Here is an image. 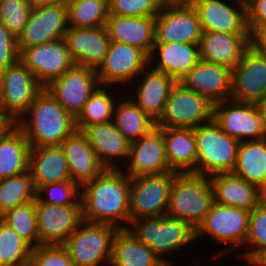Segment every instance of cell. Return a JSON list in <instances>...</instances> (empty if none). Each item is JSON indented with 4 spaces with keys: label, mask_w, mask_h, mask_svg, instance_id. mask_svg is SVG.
<instances>
[{
    "label": "cell",
    "mask_w": 266,
    "mask_h": 266,
    "mask_svg": "<svg viewBox=\"0 0 266 266\" xmlns=\"http://www.w3.org/2000/svg\"><path fill=\"white\" fill-rule=\"evenodd\" d=\"M83 220L115 226L119 218L130 222V177L120 170L105 169L99 176L82 184ZM116 219V220H115Z\"/></svg>",
    "instance_id": "6da1fadb"
},
{
    "label": "cell",
    "mask_w": 266,
    "mask_h": 266,
    "mask_svg": "<svg viewBox=\"0 0 266 266\" xmlns=\"http://www.w3.org/2000/svg\"><path fill=\"white\" fill-rule=\"evenodd\" d=\"M31 112L30 123L16 120L31 148L58 146L76 131L75 118L45 88L25 111Z\"/></svg>",
    "instance_id": "7a4b0ae2"
},
{
    "label": "cell",
    "mask_w": 266,
    "mask_h": 266,
    "mask_svg": "<svg viewBox=\"0 0 266 266\" xmlns=\"http://www.w3.org/2000/svg\"><path fill=\"white\" fill-rule=\"evenodd\" d=\"M205 175L179 172L173 181L167 216L189 223L194 229L202 222L214 203L211 181Z\"/></svg>",
    "instance_id": "3957f363"
},
{
    "label": "cell",
    "mask_w": 266,
    "mask_h": 266,
    "mask_svg": "<svg viewBox=\"0 0 266 266\" xmlns=\"http://www.w3.org/2000/svg\"><path fill=\"white\" fill-rule=\"evenodd\" d=\"M208 123L194 128L198 165L194 168V174L205 175L207 172L212 176L233 172L240 141L222 131L214 120Z\"/></svg>",
    "instance_id": "277c9868"
},
{
    "label": "cell",
    "mask_w": 266,
    "mask_h": 266,
    "mask_svg": "<svg viewBox=\"0 0 266 266\" xmlns=\"http://www.w3.org/2000/svg\"><path fill=\"white\" fill-rule=\"evenodd\" d=\"M81 225L83 228L79 226L62 244L73 264L97 266L103 258L110 263L113 240L119 228L87 221H83Z\"/></svg>",
    "instance_id": "5b68a950"
},
{
    "label": "cell",
    "mask_w": 266,
    "mask_h": 266,
    "mask_svg": "<svg viewBox=\"0 0 266 266\" xmlns=\"http://www.w3.org/2000/svg\"><path fill=\"white\" fill-rule=\"evenodd\" d=\"M228 101L213 105V120L222 131L240 142L246 136H253L251 140L266 138V105Z\"/></svg>",
    "instance_id": "8992f818"
},
{
    "label": "cell",
    "mask_w": 266,
    "mask_h": 266,
    "mask_svg": "<svg viewBox=\"0 0 266 266\" xmlns=\"http://www.w3.org/2000/svg\"><path fill=\"white\" fill-rule=\"evenodd\" d=\"M213 120V104L197 92L177 82L171 90L156 127L197 128Z\"/></svg>",
    "instance_id": "52a82bcc"
},
{
    "label": "cell",
    "mask_w": 266,
    "mask_h": 266,
    "mask_svg": "<svg viewBox=\"0 0 266 266\" xmlns=\"http://www.w3.org/2000/svg\"><path fill=\"white\" fill-rule=\"evenodd\" d=\"M179 172L141 175L130 178V222L139 218L160 216L166 210L175 176Z\"/></svg>",
    "instance_id": "ba28073f"
},
{
    "label": "cell",
    "mask_w": 266,
    "mask_h": 266,
    "mask_svg": "<svg viewBox=\"0 0 266 266\" xmlns=\"http://www.w3.org/2000/svg\"><path fill=\"white\" fill-rule=\"evenodd\" d=\"M147 220H146V219ZM132 235L159 257L195 239V229L187 222L167 215L142 217Z\"/></svg>",
    "instance_id": "9c48e42d"
},
{
    "label": "cell",
    "mask_w": 266,
    "mask_h": 266,
    "mask_svg": "<svg viewBox=\"0 0 266 266\" xmlns=\"http://www.w3.org/2000/svg\"><path fill=\"white\" fill-rule=\"evenodd\" d=\"M201 35L198 14L189 1L166 2L155 15V42L199 44Z\"/></svg>",
    "instance_id": "30bf717a"
},
{
    "label": "cell",
    "mask_w": 266,
    "mask_h": 266,
    "mask_svg": "<svg viewBox=\"0 0 266 266\" xmlns=\"http://www.w3.org/2000/svg\"><path fill=\"white\" fill-rule=\"evenodd\" d=\"M2 110L14 122L25 113L37 95L44 89L38 79L19 60L0 70ZM17 118V119H16Z\"/></svg>",
    "instance_id": "8fae6325"
},
{
    "label": "cell",
    "mask_w": 266,
    "mask_h": 266,
    "mask_svg": "<svg viewBox=\"0 0 266 266\" xmlns=\"http://www.w3.org/2000/svg\"><path fill=\"white\" fill-rule=\"evenodd\" d=\"M231 100L266 104V57L250 46L232 68Z\"/></svg>",
    "instance_id": "7c38bea8"
},
{
    "label": "cell",
    "mask_w": 266,
    "mask_h": 266,
    "mask_svg": "<svg viewBox=\"0 0 266 266\" xmlns=\"http://www.w3.org/2000/svg\"><path fill=\"white\" fill-rule=\"evenodd\" d=\"M19 60L44 88L75 65L64 38L23 48Z\"/></svg>",
    "instance_id": "4fadbf2b"
},
{
    "label": "cell",
    "mask_w": 266,
    "mask_h": 266,
    "mask_svg": "<svg viewBox=\"0 0 266 266\" xmlns=\"http://www.w3.org/2000/svg\"><path fill=\"white\" fill-rule=\"evenodd\" d=\"M96 71L95 68L75 64L45 89L73 118H76L95 91L94 87L99 86Z\"/></svg>",
    "instance_id": "5bb4252c"
},
{
    "label": "cell",
    "mask_w": 266,
    "mask_h": 266,
    "mask_svg": "<svg viewBox=\"0 0 266 266\" xmlns=\"http://www.w3.org/2000/svg\"><path fill=\"white\" fill-rule=\"evenodd\" d=\"M39 245H62L83 220L81 201L55 206L35 199Z\"/></svg>",
    "instance_id": "9a60e30c"
},
{
    "label": "cell",
    "mask_w": 266,
    "mask_h": 266,
    "mask_svg": "<svg viewBox=\"0 0 266 266\" xmlns=\"http://www.w3.org/2000/svg\"><path fill=\"white\" fill-rule=\"evenodd\" d=\"M67 6L34 3L29 19L17 38L19 52L23 48L64 38L68 30Z\"/></svg>",
    "instance_id": "2e32d148"
},
{
    "label": "cell",
    "mask_w": 266,
    "mask_h": 266,
    "mask_svg": "<svg viewBox=\"0 0 266 266\" xmlns=\"http://www.w3.org/2000/svg\"><path fill=\"white\" fill-rule=\"evenodd\" d=\"M250 211L213 203L206 217L195 229V238L210 233L220 241L246 243Z\"/></svg>",
    "instance_id": "e0dca14e"
},
{
    "label": "cell",
    "mask_w": 266,
    "mask_h": 266,
    "mask_svg": "<svg viewBox=\"0 0 266 266\" xmlns=\"http://www.w3.org/2000/svg\"><path fill=\"white\" fill-rule=\"evenodd\" d=\"M149 56L141 49L125 43L112 42L103 62L96 71L99 84L127 82L145 71Z\"/></svg>",
    "instance_id": "ac0fdd59"
},
{
    "label": "cell",
    "mask_w": 266,
    "mask_h": 266,
    "mask_svg": "<svg viewBox=\"0 0 266 266\" xmlns=\"http://www.w3.org/2000/svg\"><path fill=\"white\" fill-rule=\"evenodd\" d=\"M231 75L232 69L225 65L199 60L179 82L214 105L230 99Z\"/></svg>",
    "instance_id": "d6986e66"
},
{
    "label": "cell",
    "mask_w": 266,
    "mask_h": 266,
    "mask_svg": "<svg viewBox=\"0 0 266 266\" xmlns=\"http://www.w3.org/2000/svg\"><path fill=\"white\" fill-rule=\"evenodd\" d=\"M64 40L75 64L97 70H99L98 66L103 62L111 43L106 26L68 27L64 34Z\"/></svg>",
    "instance_id": "ffe728a7"
},
{
    "label": "cell",
    "mask_w": 266,
    "mask_h": 266,
    "mask_svg": "<svg viewBox=\"0 0 266 266\" xmlns=\"http://www.w3.org/2000/svg\"><path fill=\"white\" fill-rule=\"evenodd\" d=\"M129 157L132 159L130 178L173 171L166 158L163 127H154L139 140L131 142Z\"/></svg>",
    "instance_id": "44dd1931"
},
{
    "label": "cell",
    "mask_w": 266,
    "mask_h": 266,
    "mask_svg": "<svg viewBox=\"0 0 266 266\" xmlns=\"http://www.w3.org/2000/svg\"><path fill=\"white\" fill-rule=\"evenodd\" d=\"M195 8L202 31L249 34L246 4L239 12L220 0H190Z\"/></svg>",
    "instance_id": "7402d4cb"
},
{
    "label": "cell",
    "mask_w": 266,
    "mask_h": 266,
    "mask_svg": "<svg viewBox=\"0 0 266 266\" xmlns=\"http://www.w3.org/2000/svg\"><path fill=\"white\" fill-rule=\"evenodd\" d=\"M106 28L112 42L129 44L151 56L155 43V16L109 15Z\"/></svg>",
    "instance_id": "603a6c76"
},
{
    "label": "cell",
    "mask_w": 266,
    "mask_h": 266,
    "mask_svg": "<svg viewBox=\"0 0 266 266\" xmlns=\"http://www.w3.org/2000/svg\"><path fill=\"white\" fill-rule=\"evenodd\" d=\"M60 146L67 161L71 180L79 186L99 176L106 169L80 131L76 130Z\"/></svg>",
    "instance_id": "cb8c5ba5"
},
{
    "label": "cell",
    "mask_w": 266,
    "mask_h": 266,
    "mask_svg": "<svg viewBox=\"0 0 266 266\" xmlns=\"http://www.w3.org/2000/svg\"><path fill=\"white\" fill-rule=\"evenodd\" d=\"M249 47V34L202 31L199 43L200 60L232 69Z\"/></svg>",
    "instance_id": "d4e9b609"
},
{
    "label": "cell",
    "mask_w": 266,
    "mask_h": 266,
    "mask_svg": "<svg viewBox=\"0 0 266 266\" xmlns=\"http://www.w3.org/2000/svg\"><path fill=\"white\" fill-rule=\"evenodd\" d=\"M214 202L251 211L261 202V190L233 172L213 174Z\"/></svg>",
    "instance_id": "484cf974"
},
{
    "label": "cell",
    "mask_w": 266,
    "mask_h": 266,
    "mask_svg": "<svg viewBox=\"0 0 266 266\" xmlns=\"http://www.w3.org/2000/svg\"><path fill=\"white\" fill-rule=\"evenodd\" d=\"M29 171L36 190L48 183L71 180L67 161L60 145L31 148Z\"/></svg>",
    "instance_id": "4316f807"
},
{
    "label": "cell",
    "mask_w": 266,
    "mask_h": 266,
    "mask_svg": "<svg viewBox=\"0 0 266 266\" xmlns=\"http://www.w3.org/2000/svg\"><path fill=\"white\" fill-rule=\"evenodd\" d=\"M81 133L86 137L106 169H115L111 162L113 157H129L131 142L118 131L112 121L88 125Z\"/></svg>",
    "instance_id": "83f0119b"
},
{
    "label": "cell",
    "mask_w": 266,
    "mask_h": 266,
    "mask_svg": "<svg viewBox=\"0 0 266 266\" xmlns=\"http://www.w3.org/2000/svg\"><path fill=\"white\" fill-rule=\"evenodd\" d=\"M112 266H168L149 246L136 239L128 228L118 229L113 240Z\"/></svg>",
    "instance_id": "f1b7e54d"
},
{
    "label": "cell",
    "mask_w": 266,
    "mask_h": 266,
    "mask_svg": "<svg viewBox=\"0 0 266 266\" xmlns=\"http://www.w3.org/2000/svg\"><path fill=\"white\" fill-rule=\"evenodd\" d=\"M163 139L169 167L180 173H194L197 160L194 129L163 127Z\"/></svg>",
    "instance_id": "f546056e"
},
{
    "label": "cell",
    "mask_w": 266,
    "mask_h": 266,
    "mask_svg": "<svg viewBox=\"0 0 266 266\" xmlns=\"http://www.w3.org/2000/svg\"><path fill=\"white\" fill-rule=\"evenodd\" d=\"M156 49L160 51L161 61L154 69L164 72L177 82L200 60L199 44L155 42L149 60Z\"/></svg>",
    "instance_id": "4dcf8cb0"
},
{
    "label": "cell",
    "mask_w": 266,
    "mask_h": 266,
    "mask_svg": "<svg viewBox=\"0 0 266 266\" xmlns=\"http://www.w3.org/2000/svg\"><path fill=\"white\" fill-rule=\"evenodd\" d=\"M145 77L137 88L138 102L134 103H137L136 105L156 122L162 115L171 90L177 81L156 69L148 72Z\"/></svg>",
    "instance_id": "1f68e13d"
},
{
    "label": "cell",
    "mask_w": 266,
    "mask_h": 266,
    "mask_svg": "<svg viewBox=\"0 0 266 266\" xmlns=\"http://www.w3.org/2000/svg\"><path fill=\"white\" fill-rule=\"evenodd\" d=\"M30 144L14 125L0 138V179L17 176L29 170Z\"/></svg>",
    "instance_id": "d6a6232c"
},
{
    "label": "cell",
    "mask_w": 266,
    "mask_h": 266,
    "mask_svg": "<svg viewBox=\"0 0 266 266\" xmlns=\"http://www.w3.org/2000/svg\"><path fill=\"white\" fill-rule=\"evenodd\" d=\"M233 173L261 190L266 184V138L240 142Z\"/></svg>",
    "instance_id": "836d02e7"
},
{
    "label": "cell",
    "mask_w": 266,
    "mask_h": 266,
    "mask_svg": "<svg viewBox=\"0 0 266 266\" xmlns=\"http://www.w3.org/2000/svg\"><path fill=\"white\" fill-rule=\"evenodd\" d=\"M118 106L113 124L128 141L139 140L156 127L155 121L134 101H124Z\"/></svg>",
    "instance_id": "e575fe53"
},
{
    "label": "cell",
    "mask_w": 266,
    "mask_h": 266,
    "mask_svg": "<svg viewBox=\"0 0 266 266\" xmlns=\"http://www.w3.org/2000/svg\"><path fill=\"white\" fill-rule=\"evenodd\" d=\"M70 27L95 28L106 26L109 16L108 0H70L67 4Z\"/></svg>",
    "instance_id": "d590c367"
},
{
    "label": "cell",
    "mask_w": 266,
    "mask_h": 266,
    "mask_svg": "<svg viewBox=\"0 0 266 266\" xmlns=\"http://www.w3.org/2000/svg\"><path fill=\"white\" fill-rule=\"evenodd\" d=\"M35 199L36 189L29 170L17 176L0 179V216L15 206Z\"/></svg>",
    "instance_id": "8d00e7d4"
},
{
    "label": "cell",
    "mask_w": 266,
    "mask_h": 266,
    "mask_svg": "<svg viewBox=\"0 0 266 266\" xmlns=\"http://www.w3.org/2000/svg\"><path fill=\"white\" fill-rule=\"evenodd\" d=\"M0 219L32 248L39 246L35 201L15 206L2 214ZM33 241L36 245L32 246Z\"/></svg>",
    "instance_id": "74e56055"
},
{
    "label": "cell",
    "mask_w": 266,
    "mask_h": 266,
    "mask_svg": "<svg viewBox=\"0 0 266 266\" xmlns=\"http://www.w3.org/2000/svg\"><path fill=\"white\" fill-rule=\"evenodd\" d=\"M113 112L112 98L106 90L97 88L75 118L76 130L81 132L88 125L110 122Z\"/></svg>",
    "instance_id": "f35d334b"
},
{
    "label": "cell",
    "mask_w": 266,
    "mask_h": 266,
    "mask_svg": "<svg viewBox=\"0 0 266 266\" xmlns=\"http://www.w3.org/2000/svg\"><path fill=\"white\" fill-rule=\"evenodd\" d=\"M31 252L32 247L0 219V266L27 261Z\"/></svg>",
    "instance_id": "ab89813d"
},
{
    "label": "cell",
    "mask_w": 266,
    "mask_h": 266,
    "mask_svg": "<svg viewBox=\"0 0 266 266\" xmlns=\"http://www.w3.org/2000/svg\"><path fill=\"white\" fill-rule=\"evenodd\" d=\"M33 5V0H0V21L15 38L22 33Z\"/></svg>",
    "instance_id": "60d3db41"
},
{
    "label": "cell",
    "mask_w": 266,
    "mask_h": 266,
    "mask_svg": "<svg viewBox=\"0 0 266 266\" xmlns=\"http://www.w3.org/2000/svg\"><path fill=\"white\" fill-rule=\"evenodd\" d=\"M246 242L260 246L245 255L248 261L253 264L266 252V203L263 201L250 211Z\"/></svg>",
    "instance_id": "b9f144b4"
},
{
    "label": "cell",
    "mask_w": 266,
    "mask_h": 266,
    "mask_svg": "<svg viewBox=\"0 0 266 266\" xmlns=\"http://www.w3.org/2000/svg\"><path fill=\"white\" fill-rule=\"evenodd\" d=\"M166 2V0H108L109 15L155 16Z\"/></svg>",
    "instance_id": "7bdbcfd3"
},
{
    "label": "cell",
    "mask_w": 266,
    "mask_h": 266,
    "mask_svg": "<svg viewBox=\"0 0 266 266\" xmlns=\"http://www.w3.org/2000/svg\"><path fill=\"white\" fill-rule=\"evenodd\" d=\"M33 266H75L63 245H39L32 248Z\"/></svg>",
    "instance_id": "ee69618b"
},
{
    "label": "cell",
    "mask_w": 266,
    "mask_h": 266,
    "mask_svg": "<svg viewBox=\"0 0 266 266\" xmlns=\"http://www.w3.org/2000/svg\"><path fill=\"white\" fill-rule=\"evenodd\" d=\"M77 187H79V185L72 180L58 183H48L40 186L36 190V198L42 203L55 206L75 205L77 202L72 201L71 197H76L74 195L77 192ZM44 191H49L50 199L47 198L44 200L39 197V194Z\"/></svg>",
    "instance_id": "f6af8a7d"
},
{
    "label": "cell",
    "mask_w": 266,
    "mask_h": 266,
    "mask_svg": "<svg viewBox=\"0 0 266 266\" xmlns=\"http://www.w3.org/2000/svg\"><path fill=\"white\" fill-rule=\"evenodd\" d=\"M19 56L17 38L0 21V70L16 64Z\"/></svg>",
    "instance_id": "bcb514c9"
},
{
    "label": "cell",
    "mask_w": 266,
    "mask_h": 266,
    "mask_svg": "<svg viewBox=\"0 0 266 266\" xmlns=\"http://www.w3.org/2000/svg\"><path fill=\"white\" fill-rule=\"evenodd\" d=\"M247 25L266 22V0H249L246 3Z\"/></svg>",
    "instance_id": "7dc6e473"
},
{
    "label": "cell",
    "mask_w": 266,
    "mask_h": 266,
    "mask_svg": "<svg viewBox=\"0 0 266 266\" xmlns=\"http://www.w3.org/2000/svg\"><path fill=\"white\" fill-rule=\"evenodd\" d=\"M249 29V46L263 53L266 50V22L260 25H247Z\"/></svg>",
    "instance_id": "c3c4849f"
},
{
    "label": "cell",
    "mask_w": 266,
    "mask_h": 266,
    "mask_svg": "<svg viewBox=\"0 0 266 266\" xmlns=\"http://www.w3.org/2000/svg\"><path fill=\"white\" fill-rule=\"evenodd\" d=\"M14 125L15 122L0 109V138Z\"/></svg>",
    "instance_id": "681fc988"
},
{
    "label": "cell",
    "mask_w": 266,
    "mask_h": 266,
    "mask_svg": "<svg viewBox=\"0 0 266 266\" xmlns=\"http://www.w3.org/2000/svg\"><path fill=\"white\" fill-rule=\"evenodd\" d=\"M70 0H35L36 4L43 5H55V6H67Z\"/></svg>",
    "instance_id": "f907efd6"
},
{
    "label": "cell",
    "mask_w": 266,
    "mask_h": 266,
    "mask_svg": "<svg viewBox=\"0 0 266 266\" xmlns=\"http://www.w3.org/2000/svg\"><path fill=\"white\" fill-rule=\"evenodd\" d=\"M253 265H258V266H266V252L261 255L254 263Z\"/></svg>",
    "instance_id": "816d5d0a"
},
{
    "label": "cell",
    "mask_w": 266,
    "mask_h": 266,
    "mask_svg": "<svg viewBox=\"0 0 266 266\" xmlns=\"http://www.w3.org/2000/svg\"><path fill=\"white\" fill-rule=\"evenodd\" d=\"M7 266H33L32 261L29 259L27 261H24L22 263L14 264V265H7Z\"/></svg>",
    "instance_id": "f5cc1de1"
},
{
    "label": "cell",
    "mask_w": 266,
    "mask_h": 266,
    "mask_svg": "<svg viewBox=\"0 0 266 266\" xmlns=\"http://www.w3.org/2000/svg\"><path fill=\"white\" fill-rule=\"evenodd\" d=\"M261 201L266 203V184L261 188Z\"/></svg>",
    "instance_id": "db71d44e"
},
{
    "label": "cell",
    "mask_w": 266,
    "mask_h": 266,
    "mask_svg": "<svg viewBox=\"0 0 266 266\" xmlns=\"http://www.w3.org/2000/svg\"><path fill=\"white\" fill-rule=\"evenodd\" d=\"M0 109H2L1 82H0Z\"/></svg>",
    "instance_id": "11a10c76"
},
{
    "label": "cell",
    "mask_w": 266,
    "mask_h": 266,
    "mask_svg": "<svg viewBox=\"0 0 266 266\" xmlns=\"http://www.w3.org/2000/svg\"><path fill=\"white\" fill-rule=\"evenodd\" d=\"M167 2H181V1H190V0H166Z\"/></svg>",
    "instance_id": "9f6ffc18"
},
{
    "label": "cell",
    "mask_w": 266,
    "mask_h": 266,
    "mask_svg": "<svg viewBox=\"0 0 266 266\" xmlns=\"http://www.w3.org/2000/svg\"><path fill=\"white\" fill-rule=\"evenodd\" d=\"M240 2V4H246L249 0H239Z\"/></svg>",
    "instance_id": "6f0895ef"
}]
</instances>
